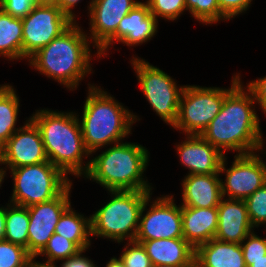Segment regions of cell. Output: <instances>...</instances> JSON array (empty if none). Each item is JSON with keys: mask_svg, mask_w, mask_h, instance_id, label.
<instances>
[{"mask_svg": "<svg viewBox=\"0 0 266 267\" xmlns=\"http://www.w3.org/2000/svg\"><path fill=\"white\" fill-rule=\"evenodd\" d=\"M255 103L253 93L240 81L225 96L219 114L201 136L223 154L228 150L236 151L238 155L255 151L262 154L264 139Z\"/></svg>", "mask_w": 266, "mask_h": 267, "instance_id": "6da1fadb", "label": "cell"}, {"mask_svg": "<svg viewBox=\"0 0 266 267\" xmlns=\"http://www.w3.org/2000/svg\"><path fill=\"white\" fill-rule=\"evenodd\" d=\"M78 25L74 21L58 37L28 59L32 68L71 91L77 89L79 82L92 70L89 48L91 42L87 38L88 34Z\"/></svg>", "mask_w": 266, "mask_h": 267, "instance_id": "7a4b0ae2", "label": "cell"}, {"mask_svg": "<svg viewBox=\"0 0 266 267\" xmlns=\"http://www.w3.org/2000/svg\"><path fill=\"white\" fill-rule=\"evenodd\" d=\"M76 114L41 109L30 117L41 132L48 160L67 177L85 176L90 166V161L83 162L91 154L85 148Z\"/></svg>", "mask_w": 266, "mask_h": 267, "instance_id": "3957f363", "label": "cell"}, {"mask_svg": "<svg viewBox=\"0 0 266 267\" xmlns=\"http://www.w3.org/2000/svg\"><path fill=\"white\" fill-rule=\"evenodd\" d=\"M88 85L82 116H77L85 148L93 154L105 145L122 142L132 134L133 123L140 119L106 91L94 84Z\"/></svg>", "mask_w": 266, "mask_h": 267, "instance_id": "277c9868", "label": "cell"}, {"mask_svg": "<svg viewBox=\"0 0 266 267\" xmlns=\"http://www.w3.org/2000/svg\"><path fill=\"white\" fill-rule=\"evenodd\" d=\"M149 162L147 148L137 143L119 142L90 160L84 177L96 181L107 191H151L143 177Z\"/></svg>", "mask_w": 266, "mask_h": 267, "instance_id": "5b68a950", "label": "cell"}, {"mask_svg": "<svg viewBox=\"0 0 266 267\" xmlns=\"http://www.w3.org/2000/svg\"><path fill=\"white\" fill-rule=\"evenodd\" d=\"M151 191L116 190L109 191L112 200L90 215L91 237L134 241L142 208Z\"/></svg>", "mask_w": 266, "mask_h": 267, "instance_id": "8992f818", "label": "cell"}, {"mask_svg": "<svg viewBox=\"0 0 266 267\" xmlns=\"http://www.w3.org/2000/svg\"><path fill=\"white\" fill-rule=\"evenodd\" d=\"M14 187L10 203L29 207L59 196L72 182L50 161L11 169Z\"/></svg>", "mask_w": 266, "mask_h": 267, "instance_id": "52a82bcc", "label": "cell"}, {"mask_svg": "<svg viewBox=\"0 0 266 267\" xmlns=\"http://www.w3.org/2000/svg\"><path fill=\"white\" fill-rule=\"evenodd\" d=\"M239 75L238 73L232 77L231 87L228 89L185 85L173 128L186 135H201L219 114L225 96L241 81Z\"/></svg>", "mask_w": 266, "mask_h": 267, "instance_id": "ba28073f", "label": "cell"}, {"mask_svg": "<svg viewBox=\"0 0 266 267\" xmlns=\"http://www.w3.org/2000/svg\"><path fill=\"white\" fill-rule=\"evenodd\" d=\"M130 62L150 107L165 123L173 127L185 85L179 88L172 77L144 59L133 57Z\"/></svg>", "mask_w": 266, "mask_h": 267, "instance_id": "9c48e42d", "label": "cell"}, {"mask_svg": "<svg viewBox=\"0 0 266 267\" xmlns=\"http://www.w3.org/2000/svg\"><path fill=\"white\" fill-rule=\"evenodd\" d=\"M73 22L57 5L36 3L31 12L22 18L23 59H29L48 45Z\"/></svg>", "mask_w": 266, "mask_h": 267, "instance_id": "30bf717a", "label": "cell"}, {"mask_svg": "<svg viewBox=\"0 0 266 267\" xmlns=\"http://www.w3.org/2000/svg\"><path fill=\"white\" fill-rule=\"evenodd\" d=\"M173 197V195L157 197L152 201L149 210L147 206L151 196L146 199L134 241L183 238L181 205L177 206Z\"/></svg>", "mask_w": 266, "mask_h": 267, "instance_id": "8fae6325", "label": "cell"}, {"mask_svg": "<svg viewBox=\"0 0 266 267\" xmlns=\"http://www.w3.org/2000/svg\"><path fill=\"white\" fill-rule=\"evenodd\" d=\"M235 160L226 169V155L222 160L219 173H225L221 180L222 196L228 199L245 200L257 189L266 184V162L255 152L234 156ZM227 194V195H226Z\"/></svg>", "mask_w": 266, "mask_h": 267, "instance_id": "7c38bea8", "label": "cell"}, {"mask_svg": "<svg viewBox=\"0 0 266 267\" xmlns=\"http://www.w3.org/2000/svg\"><path fill=\"white\" fill-rule=\"evenodd\" d=\"M140 1L136 0H91L88 6L90 17V42L97 49V57L105 56L116 43V31L121 19ZM92 39V40H91ZM110 46V47H109Z\"/></svg>", "mask_w": 266, "mask_h": 267, "instance_id": "4fadbf2b", "label": "cell"}, {"mask_svg": "<svg viewBox=\"0 0 266 267\" xmlns=\"http://www.w3.org/2000/svg\"><path fill=\"white\" fill-rule=\"evenodd\" d=\"M71 186L72 183L59 196L50 201L27 207L29 213L28 253L34 260L55 233L62 213L71 205L69 197Z\"/></svg>", "mask_w": 266, "mask_h": 267, "instance_id": "5bb4252c", "label": "cell"}, {"mask_svg": "<svg viewBox=\"0 0 266 267\" xmlns=\"http://www.w3.org/2000/svg\"><path fill=\"white\" fill-rule=\"evenodd\" d=\"M0 160L10 170L49 161L41 132L30 118L0 148Z\"/></svg>", "mask_w": 266, "mask_h": 267, "instance_id": "9a60e30c", "label": "cell"}, {"mask_svg": "<svg viewBox=\"0 0 266 267\" xmlns=\"http://www.w3.org/2000/svg\"><path fill=\"white\" fill-rule=\"evenodd\" d=\"M181 164L188 168V175L219 173L225 155L201 135H186L176 145Z\"/></svg>", "mask_w": 266, "mask_h": 267, "instance_id": "2e32d148", "label": "cell"}, {"mask_svg": "<svg viewBox=\"0 0 266 267\" xmlns=\"http://www.w3.org/2000/svg\"><path fill=\"white\" fill-rule=\"evenodd\" d=\"M218 228L215 234L217 240L238 243L254 230L244 200L226 199L223 197L217 206Z\"/></svg>", "mask_w": 266, "mask_h": 267, "instance_id": "e0dca14e", "label": "cell"}, {"mask_svg": "<svg viewBox=\"0 0 266 267\" xmlns=\"http://www.w3.org/2000/svg\"><path fill=\"white\" fill-rule=\"evenodd\" d=\"M220 173L192 174L182 180L181 206L211 208L217 207L223 198Z\"/></svg>", "mask_w": 266, "mask_h": 267, "instance_id": "ac0fdd59", "label": "cell"}, {"mask_svg": "<svg viewBox=\"0 0 266 267\" xmlns=\"http://www.w3.org/2000/svg\"><path fill=\"white\" fill-rule=\"evenodd\" d=\"M158 19L150 13L149 7L138 3L125 15L116 31V43L121 42L127 46H138L151 40L157 33Z\"/></svg>", "mask_w": 266, "mask_h": 267, "instance_id": "d6986e66", "label": "cell"}, {"mask_svg": "<svg viewBox=\"0 0 266 267\" xmlns=\"http://www.w3.org/2000/svg\"><path fill=\"white\" fill-rule=\"evenodd\" d=\"M183 238L196 249L215 237L218 228L217 207L181 206Z\"/></svg>", "mask_w": 266, "mask_h": 267, "instance_id": "ffe728a7", "label": "cell"}, {"mask_svg": "<svg viewBox=\"0 0 266 267\" xmlns=\"http://www.w3.org/2000/svg\"><path fill=\"white\" fill-rule=\"evenodd\" d=\"M141 243L152 265L194 266L195 249L184 238L136 241Z\"/></svg>", "mask_w": 266, "mask_h": 267, "instance_id": "44dd1931", "label": "cell"}, {"mask_svg": "<svg viewBox=\"0 0 266 267\" xmlns=\"http://www.w3.org/2000/svg\"><path fill=\"white\" fill-rule=\"evenodd\" d=\"M198 267H246L240 244L211 239L195 249Z\"/></svg>", "mask_w": 266, "mask_h": 267, "instance_id": "7402d4cb", "label": "cell"}, {"mask_svg": "<svg viewBox=\"0 0 266 267\" xmlns=\"http://www.w3.org/2000/svg\"><path fill=\"white\" fill-rule=\"evenodd\" d=\"M55 233L73 241L81 250H86L91 245L90 217L77 213L70 205L60 216Z\"/></svg>", "mask_w": 266, "mask_h": 267, "instance_id": "603a6c76", "label": "cell"}, {"mask_svg": "<svg viewBox=\"0 0 266 267\" xmlns=\"http://www.w3.org/2000/svg\"><path fill=\"white\" fill-rule=\"evenodd\" d=\"M23 24L0 7V56L8 60L23 59Z\"/></svg>", "mask_w": 266, "mask_h": 267, "instance_id": "cb8c5ba5", "label": "cell"}, {"mask_svg": "<svg viewBox=\"0 0 266 267\" xmlns=\"http://www.w3.org/2000/svg\"><path fill=\"white\" fill-rule=\"evenodd\" d=\"M19 107V97L13 86L0 85V148L21 128H15Z\"/></svg>", "mask_w": 266, "mask_h": 267, "instance_id": "d4e9b609", "label": "cell"}, {"mask_svg": "<svg viewBox=\"0 0 266 267\" xmlns=\"http://www.w3.org/2000/svg\"><path fill=\"white\" fill-rule=\"evenodd\" d=\"M29 213L25 206L8 203L6 206L5 238L28 252Z\"/></svg>", "mask_w": 266, "mask_h": 267, "instance_id": "484cf974", "label": "cell"}, {"mask_svg": "<svg viewBox=\"0 0 266 267\" xmlns=\"http://www.w3.org/2000/svg\"><path fill=\"white\" fill-rule=\"evenodd\" d=\"M81 249L71 240L54 233L48 240L47 245L44 249L35 257L45 256L48 258L46 262H38L39 264L44 265H55V261L64 260L71 256L76 255Z\"/></svg>", "mask_w": 266, "mask_h": 267, "instance_id": "4316f807", "label": "cell"}, {"mask_svg": "<svg viewBox=\"0 0 266 267\" xmlns=\"http://www.w3.org/2000/svg\"><path fill=\"white\" fill-rule=\"evenodd\" d=\"M185 5L192 17L201 23L213 24L220 20H229L220 11L218 0H185Z\"/></svg>", "mask_w": 266, "mask_h": 267, "instance_id": "83f0119b", "label": "cell"}, {"mask_svg": "<svg viewBox=\"0 0 266 267\" xmlns=\"http://www.w3.org/2000/svg\"><path fill=\"white\" fill-rule=\"evenodd\" d=\"M33 260L26 248L6 240L0 241V267H27Z\"/></svg>", "mask_w": 266, "mask_h": 267, "instance_id": "f1b7e54d", "label": "cell"}, {"mask_svg": "<svg viewBox=\"0 0 266 267\" xmlns=\"http://www.w3.org/2000/svg\"><path fill=\"white\" fill-rule=\"evenodd\" d=\"M247 214L253 228L266 225V184L245 200Z\"/></svg>", "mask_w": 266, "mask_h": 267, "instance_id": "f546056e", "label": "cell"}, {"mask_svg": "<svg viewBox=\"0 0 266 267\" xmlns=\"http://www.w3.org/2000/svg\"><path fill=\"white\" fill-rule=\"evenodd\" d=\"M156 19L174 21L186 10L185 0H146L144 2Z\"/></svg>", "mask_w": 266, "mask_h": 267, "instance_id": "4dcf8cb0", "label": "cell"}, {"mask_svg": "<svg viewBox=\"0 0 266 267\" xmlns=\"http://www.w3.org/2000/svg\"><path fill=\"white\" fill-rule=\"evenodd\" d=\"M119 258L125 267H153L145 248L136 241H128Z\"/></svg>", "mask_w": 266, "mask_h": 267, "instance_id": "1f68e13d", "label": "cell"}, {"mask_svg": "<svg viewBox=\"0 0 266 267\" xmlns=\"http://www.w3.org/2000/svg\"><path fill=\"white\" fill-rule=\"evenodd\" d=\"M253 232H250L240 244L244 260H259L265 258L266 255V239L259 237Z\"/></svg>", "mask_w": 266, "mask_h": 267, "instance_id": "d6a6232c", "label": "cell"}, {"mask_svg": "<svg viewBox=\"0 0 266 267\" xmlns=\"http://www.w3.org/2000/svg\"><path fill=\"white\" fill-rule=\"evenodd\" d=\"M38 3L37 0H0V7L15 18H24Z\"/></svg>", "mask_w": 266, "mask_h": 267, "instance_id": "836d02e7", "label": "cell"}, {"mask_svg": "<svg viewBox=\"0 0 266 267\" xmlns=\"http://www.w3.org/2000/svg\"><path fill=\"white\" fill-rule=\"evenodd\" d=\"M253 0H218L220 11L230 20L247 11Z\"/></svg>", "mask_w": 266, "mask_h": 267, "instance_id": "e575fe53", "label": "cell"}, {"mask_svg": "<svg viewBox=\"0 0 266 267\" xmlns=\"http://www.w3.org/2000/svg\"><path fill=\"white\" fill-rule=\"evenodd\" d=\"M246 87L253 93L256 104L258 103L266 114V76L252 80Z\"/></svg>", "mask_w": 266, "mask_h": 267, "instance_id": "d590c367", "label": "cell"}, {"mask_svg": "<svg viewBox=\"0 0 266 267\" xmlns=\"http://www.w3.org/2000/svg\"><path fill=\"white\" fill-rule=\"evenodd\" d=\"M86 250H80L76 255L62 260L60 267H97L91 259L85 257L82 253Z\"/></svg>", "mask_w": 266, "mask_h": 267, "instance_id": "8d00e7d4", "label": "cell"}, {"mask_svg": "<svg viewBox=\"0 0 266 267\" xmlns=\"http://www.w3.org/2000/svg\"><path fill=\"white\" fill-rule=\"evenodd\" d=\"M80 0H57V6L73 21H76V15L72 12V8H74ZM75 18V19H74Z\"/></svg>", "mask_w": 266, "mask_h": 267, "instance_id": "74e56055", "label": "cell"}, {"mask_svg": "<svg viewBox=\"0 0 266 267\" xmlns=\"http://www.w3.org/2000/svg\"><path fill=\"white\" fill-rule=\"evenodd\" d=\"M6 207H0V241L5 238Z\"/></svg>", "mask_w": 266, "mask_h": 267, "instance_id": "f35d334b", "label": "cell"}, {"mask_svg": "<svg viewBox=\"0 0 266 267\" xmlns=\"http://www.w3.org/2000/svg\"><path fill=\"white\" fill-rule=\"evenodd\" d=\"M246 267H266V255L265 258L259 260H244Z\"/></svg>", "mask_w": 266, "mask_h": 267, "instance_id": "ab89813d", "label": "cell"}, {"mask_svg": "<svg viewBox=\"0 0 266 267\" xmlns=\"http://www.w3.org/2000/svg\"><path fill=\"white\" fill-rule=\"evenodd\" d=\"M106 267H125V265L120 258L112 257L106 264Z\"/></svg>", "mask_w": 266, "mask_h": 267, "instance_id": "60d3db41", "label": "cell"}, {"mask_svg": "<svg viewBox=\"0 0 266 267\" xmlns=\"http://www.w3.org/2000/svg\"><path fill=\"white\" fill-rule=\"evenodd\" d=\"M0 164L2 165L1 160H0ZM6 170H7L6 168L4 170L2 167H0V187L2 186L1 185L2 181L4 180V177L6 175Z\"/></svg>", "mask_w": 266, "mask_h": 267, "instance_id": "b9f144b4", "label": "cell"}, {"mask_svg": "<svg viewBox=\"0 0 266 267\" xmlns=\"http://www.w3.org/2000/svg\"><path fill=\"white\" fill-rule=\"evenodd\" d=\"M38 3H48L57 5V0H37Z\"/></svg>", "mask_w": 266, "mask_h": 267, "instance_id": "7bdbcfd3", "label": "cell"}, {"mask_svg": "<svg viewBox=\"0 0 266 267\" xmlns=\"http://www.w3.org/2000/svg\"><path fill=\"white\" fill-rule=\"evenodd\" d=\"M153 267H194V266H173V265L161 264V265H153Z\"/></svg>", "mask_w": 266, "mask_h": 267, "instance_id": "ee69618b", "label": "cell"}, {"mask_svg": "<svg viewBox=\"0 0 266 267\" xmlns=\"http://www.w3.org/2000/svg\"><path fill=\"white\" fill-rule=\"evenodd\" d=\"M34 267H58L56 265H44V264H39L34 260Z\"/></svg>", "mask_w": 266, "mask_h": 267, "instance_id": "f6af8a7d", "label": "cell"}, {"mask_svg": "<svg viewBox=\"0 0 266 267\" xmlns=\"http://www.w3.org/2000/svg\"><path fill=\"white\" fill-rule=\"evenodd\" d=\"M27 267H34V260Z\"/></svg>", "mask_w": 266, "mask_h": 267, "instance_id": "bcb514c9", "label": "cell"}]
</instances>
